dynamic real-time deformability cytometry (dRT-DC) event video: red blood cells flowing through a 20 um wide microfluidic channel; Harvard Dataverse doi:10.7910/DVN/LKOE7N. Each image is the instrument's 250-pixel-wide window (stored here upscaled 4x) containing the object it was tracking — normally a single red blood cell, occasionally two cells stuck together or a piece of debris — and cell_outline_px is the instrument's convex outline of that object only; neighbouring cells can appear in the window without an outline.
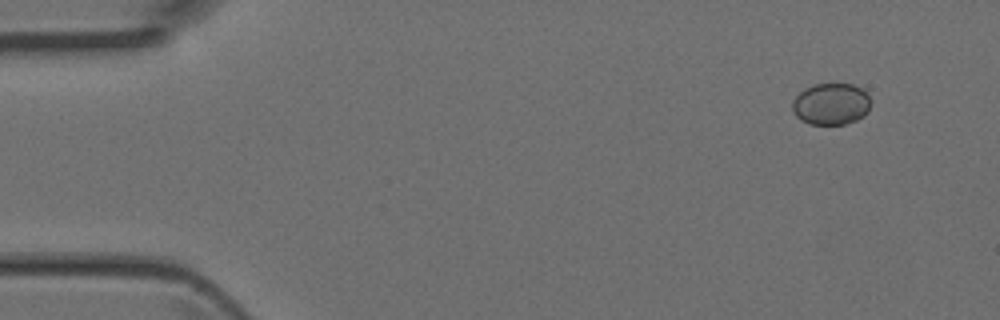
{"species": "Egyptian fruit bat (a non-hibernating species)", "species_latin": "Rousettus aegyptiacus", "temperature_condition": "room temperature", "stored_images_in_passage": 5, "camera_frame_rate_fps": 3000, "um_per_image_px": 0.085, "animal": {"sex": "female"}, "frame": {"image": 1, "passage_image": 5, "time_ms": 1.333, "image_size_px": [1000, 320], "cell_outline_px": [[872, 104], [868, 112], [864, 116], [856, 120], [844, 124], [808, 124], [800, 120], [792, 112], [792, 100], [804, 88], [812, 84], [852, 84], [860, 88], [868, 96]], "centroid_in_image_um": [70.62, 8.85], "position_along_channel_um": 14.4, "area_um2": 19.25}}